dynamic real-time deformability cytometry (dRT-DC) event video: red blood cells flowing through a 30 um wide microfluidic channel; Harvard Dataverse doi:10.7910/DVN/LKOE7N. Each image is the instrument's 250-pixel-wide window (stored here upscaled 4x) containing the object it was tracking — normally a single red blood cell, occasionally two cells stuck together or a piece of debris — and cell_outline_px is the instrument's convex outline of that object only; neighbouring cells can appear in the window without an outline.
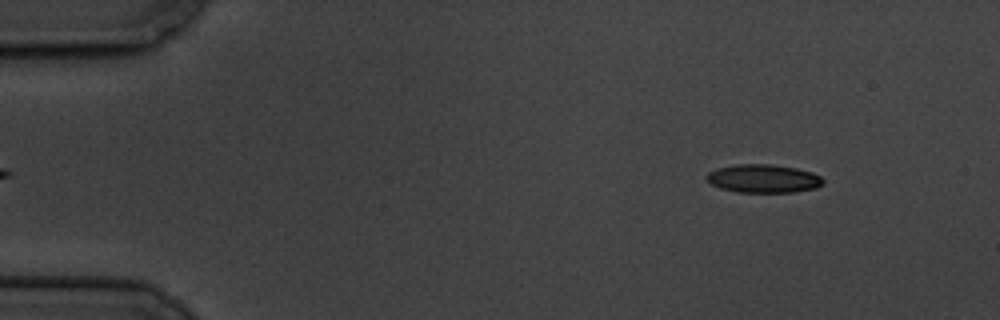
{"species": "common noctule bat (a hibernating species)", "species_latin": "Nyctalus noctula", "temperature_condition": "cold", "stored_images_in_passage": 14, "camera_frame_rate_fps": 3000, "um_per_image_px": 0.085, "animal": {"sex": "male", "body_mass_g": 19.5, "forearm_length_mm": 54.6}, "frame": {"image": 1, "passage_image": 1, "time_ms": 0.0, "image_size_px": [1000, 320], "cell_outline_px": [[824, 184], [816, 188], [792, 192], [736, 192], [720, 188], [712, 184], [704, 176], [708, 172], [716, 168], [736, 164], [772, 164], [796, 168], [812, 172], [820, 176], [824, 180]], "centroid_in_image_um": [64.88, 15.17], "position_along_channel_um": 20.1, "area_um2": 19.36}}
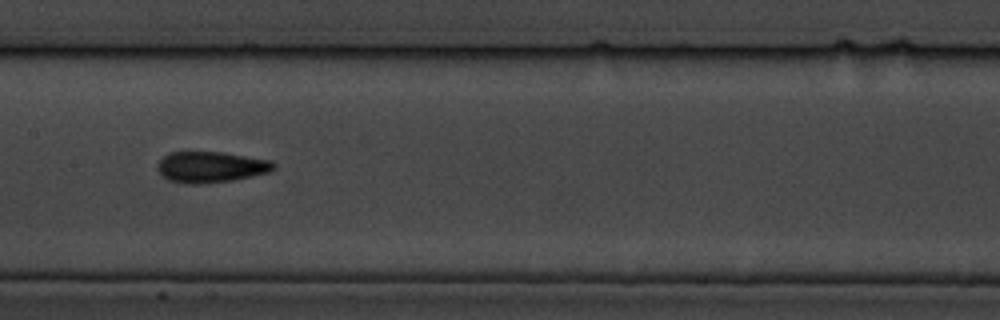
{"frame": {"image": 2, "passage_image": 7, "time_ms": 7.667, "image_size_px": [1000, 320], "cell_outline_px": [[276, 168], [268, 172], [252, 176], [232, 180], [200, 184], [188, 184], [168, 180], [156, 168], [160, 160], [168, 152], [224, 152], [272, 160], [276, 164]], "centroid_in_image_um": [17.94, 14.19], "position_along_channel_um": 189.5, "area_um2": 21.04}}
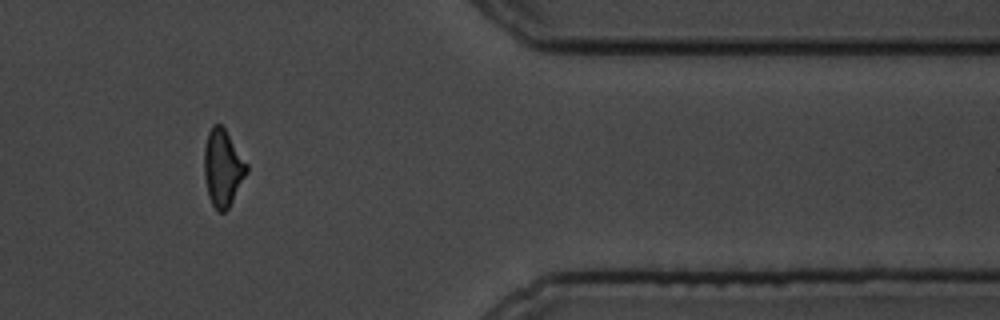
{"frame": {"image": 3, "passage_image": 12, "time_ms": 14.333, "image_size_px": [1000, 320], "cell_outline_px": [[248, 172], [228, 208], [224, 212], [216, 212], [208, 196], [204, 176], [204, 148], [208, 132], [212, 124], [220, 124], [224, 128], [248, 164]], "centroid_in_image_um": [18.93, 14.28], "position_along_channel_um": 392.5, "area_um2": 19.07}, "authors_computed_cell_mechanics": {"area_um2": 19.5075, "velocity_mm_per_s": 3.3781, "shape_relaxation_time_tau1_ms": 3.7706, "shape_relaxation_time_tau2_ms": 3.5366, "deformation_change_tau1": 0.1407, "deformation_change_tau2": 0.1141}}